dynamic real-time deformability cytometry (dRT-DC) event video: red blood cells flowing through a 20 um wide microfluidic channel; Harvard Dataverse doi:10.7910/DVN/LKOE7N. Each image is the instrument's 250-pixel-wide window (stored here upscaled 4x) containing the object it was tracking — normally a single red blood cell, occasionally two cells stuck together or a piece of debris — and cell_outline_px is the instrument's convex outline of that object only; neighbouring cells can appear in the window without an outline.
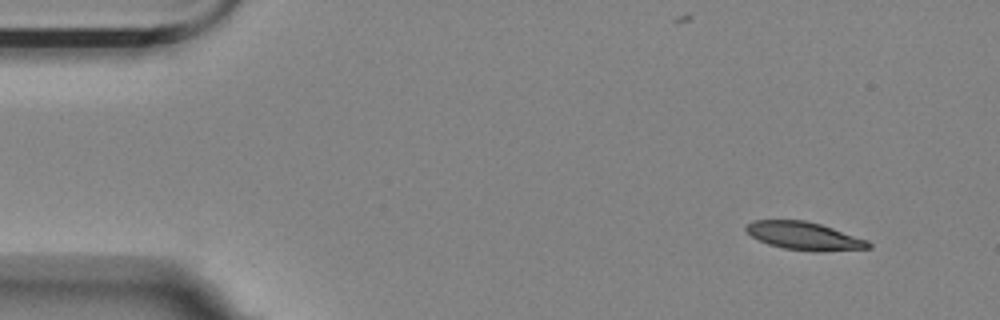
{"species": "Egyptian fruit bat (a non-hibernating species)", "species_latin": "Rousettus aegyptiacus", "temperature_condition": "room temperature", "stored_images_in_passage": 4, "camera_frame_rate_fps": 3000, "um_per_image_px": 0.085, "animal": {"sex": "female"}, "frame": {"image": 1, "passage_image": 1, "time_ms": 0.0, "image_size_px": [1000, 320], "cell_outline_px": [[872, 248], [784, 248], [768, 244], [752, 236], [744, 228], [752, 220], [804, 220], [820, 224], [868, 240], [872, 244]], "centroid_in_image_um": [68.27, 19.98], "position_along_channel_um": 16.7, "area_um2": 18.55}}
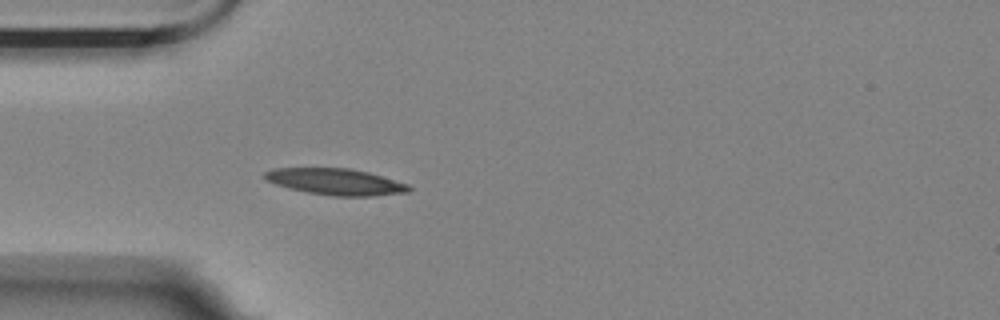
{"frame": {"image": 2, "passage_image": 4, "time_ms": 1.0, "image_size_px": [1000, 320], "cell_outline_px": [[412, 188], [408, 192], [372, 196], [332, 196], [308, 192], [288, 188], [264, 180], [260, 176], [264, 172], [272, 168], [348, 168], [368, 172], [408, 184]], "centroid_in_image_um": [28.47, 15.44], "position_along_channel_um": 56.5, "area_um2": 22.25}}